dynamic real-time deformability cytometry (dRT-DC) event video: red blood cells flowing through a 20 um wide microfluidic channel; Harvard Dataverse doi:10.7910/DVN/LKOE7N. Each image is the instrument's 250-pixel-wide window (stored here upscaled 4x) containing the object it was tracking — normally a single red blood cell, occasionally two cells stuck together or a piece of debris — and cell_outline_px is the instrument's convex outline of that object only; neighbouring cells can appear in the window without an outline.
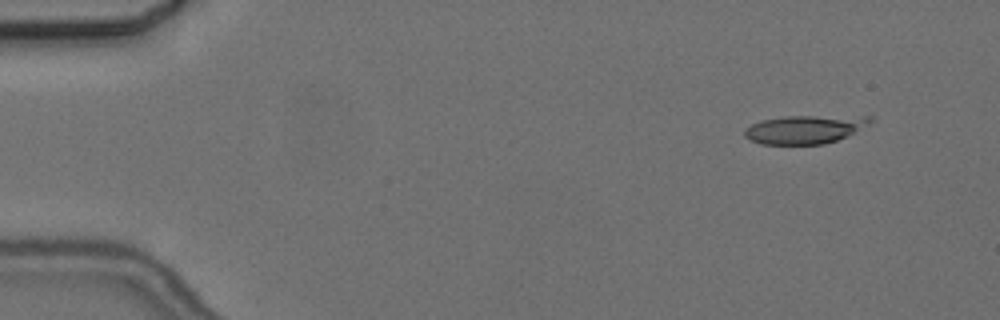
{"species": "common noctule bat (a hibernating species)", "species_latin": "Nyctalus noctula", "temperature_condition": "cold", "stored_images_in_passage": 3, "camera_frame_rate_fps": 3000, "um_per_image_px": 0.085, "animal": {"sex": "female", "body_mass_g": 24.6, "forearm_length_mm": 56.2}, "frame": {"image": 1, "passage_image": 1, "time_ms": 0.0, "image_size_px": [1000, 320], "cell_outline_px": [[876, 120], [836, 140], [824, 144], [760, 144], [744, 136], [744, 128], [760, 120], [784, 116], [872, 116]], "centroid_in_image_um": [68.38, 10.98], "position_along_channel_um": 16.6, "area_um2": 20.69}}